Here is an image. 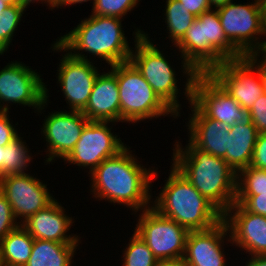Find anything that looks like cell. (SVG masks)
<instances>
[{"label": "cell", "instance_id": "6da1fadb", "mask_svg": "<svg viewBox=\"0 0 266 266\" xmlns=\"http://www.w3.org/2000/svg\"><path fill=\"white\" fill-rule=\"evenodd\" d=\"M130 148L125 146L115 156L103 160L90 173V192L95 199L122 204L136 214L151 207L153 196L150 188L157 172L154 168H145L135 155H132Z\"/></svg>", "mask_w": 266, "mask_h": 266}, {"label": "cell", "instance_id": "7a4b0ae2", "mask_svg": "<svg viewBox=\"0 0 266 266\" xmlns=\"http://www.w3.org/2000/svg\"><path fill=\"white\" fill-rule=\"evenodd\" d=\"M181 52L182 72L187 78L184 96L192 102L193 82L198 73H209L226 60L244 56L227 39L217 10H209L195 18L184 37L174 46Z\"/></svg>", "mask_w": 266, "mask_h": 266}, {"label": "cell", "instance_id": "3957f363", "mask_svg": "<svg viewBox=\"0 0 266 266\" xmlns=\"http://www.w3.org/2000/svg\"><path fill=\"white\" fill-rule=\"evenodd\" d=\"M188 142L183 148L176 140L172 165L224 214L235 203L237 174L223 158Z\"/></svg>", "mask_w": 266, "mask_h": 266}, {"label": "cell", "instance_id": "277c9868", "mask_svg": "<svg viewBox=\"0 0 266 266\" xmlns=\"http://www.w3.org/2000/svg\"><path fill=\"white\" fill-rule=\"evenodd\" d=\"M121 22L117 17L91 14L56 42L79 59L88 60L82 54L84 51L102 58L110 66L124 63L129 61L133 48L128 44Z\"/></svg>", "mask_w": 266, "mask_h": 266}, {"label": "cell", "instance_id": "5b68a950", "mask_svg": "<svg viewBox=\"0 0 266 266\" xmlns=\"http://www.w3.org/2000/svg\"><path fill=\"white\" fill-rule=\"evenodd\" d=\"M171 166L169 176L152 207L189 231L206 230L221 222L223 213Z\"/></svg>", "mask_w": 266, "mask_h": 266}, {"label": "cell", "instance_id": "8992f818", "mask_svg": "<svg viewBox=\"0 0 266 266\" xmlns=\"http://www.w3.org/2000/svg\"><path fill=\"white\" fill-rule=\"evenodd\" d=\"M116 79L120 93V122L137 123L169 114L177 118L130 61L116 64Z\"/></svg>", "mask_w": 266, "mask_h": 266}, {"label": "cell", "instance_id": "52a82bcc", "mask_svg": "<svg viewBox=\"0 0 266 266\" xmlns=\"http://www.w3.org/2000/svg\"><path fill=\"white\" fill-rule=\"evenodd\" d=\"M136 31V32H135ZM135 49L130 54L129 61L142 74L159 98L179 117V86L175 69L170 66L166 56L151 41L147 33L135 29ZM170 63V64H169Z\"/></svg>", "mask_w": 266, "mask_h": 266}, {"label": "cell", "instance_id": "ba28073f", "mask_svg": "<svg viewBox=\"0 0 266 266\" xmlns=\"http://www.w3.org/2000/svg\"><path fill=\"white\" fill-rule=\"evenodd\" d=\"M41 75L29 66L11 61L0 71V111H9L8 104L17 103L39 112L49 101V91ZM5 104V105H4Z\"/></svg>", "mask_w": 266, "mask_h": 266}, {"label": "cell", "instance_id": "9c48e42d", "mask_svg": "<svg viewBox=\"0 0 266 266\" xmlns=\"http://www.w3.org/2000/svg\"><path fill=\"white\" fill-rule=\"evenodd\" d=\"M141 212L134 232L147 244L157 260L183 259L190 231L161 215L152 206Z\"/></svg>", "mask_w": 266, "mask_h": 266}, {"label": "cell", "instance_id": "30bf717a", "mask_svg": "<svg viewBox=\"0 0 266 266\" xmlns=\"http://www.w3.org/2000/svg\"><path fill=\"white\" fill-rule=\"evenodd\" d=\"M229 3L216 9L227 39L243 55L263 51L262 2ZM255 35V36H254Z\"/></svg>", "mask_w": 266, "mask_h": 266}, {"label": "cell", "instance_id": "8fae6325", "mask_svg": "<svg viewBox=\"0 0 266 266\" xmlns=\"http://www.w3.org/2000/svg\"><path fill=\"white\" fill-rule=\"evenodd\" d=\"M109 124L111 123L89 121L73 150L63 161L86 167L90 174L103 160L115 156L126 144L111 132Z\"/></svg>", "mask_w": 266, "mask_h": 266}, {"label": "cell", "instance_id": "7c38bea8", "mask_svg": "<svg viewBox=\"0 0 266 266\" xmlns=\"http://www.w3.org/2000/svg\"><path fill=\"white\" fill-rule=\"evenodd\" d=\"M55 52H66L60 59L57 70L58 83L61 86L66 103L72 111H82L89 100L94 82L100 73L91 60H83L70 55L57 42L52 44Z\"/></svg>", "mask_w": 266, "mask_h": 266}, {"label": "cell", "instance_id": "4fadbf2b", "mask_svg": "<svg viewBox=\"0 0 266 266\" xmlns=\"http://www.w3.org/2000/svg\"><path fill=\"white\" fill-rule=\"evenodd\" d=\"M192 102L208 117L229 127L249 120L248 111L235 101L209 74L198 73L193 82Z\"/></svg>", "mask_w": 266, "mask_h": 266}, {"label": "cell", "instance_id": "5bb4252c", "mask_svg": "<svg viewBox=\"0 0 266 266\" xmlns=\"http://www.w3.org/2000/svg\"><path fill=\"white\" fill-rule=\"evenodd\" d=\"M209 74L247 111L265 93L257 69L245 57L226 60Z\"/></svg>", "mask_w": 266, "mask_h": 266}, {"label": "cell", "instance_id": "9a60e30c", "mask_svg": "<svg viewBox=\"0 0 266 266\" xmlns=\"http://www.w3.org/2000/svg\"><path fill=\"white\" fill-rule=\"evenodd\" d=\"M0 191L10 203L15 219L19 217L20 224L55 199L47 185L29 173L0 178Z\"/></svg>", "mask_w": 266, "mask_h": 266}, {"label": "cell", "instance_id": "2e32d148", "mask_svg": "<svg viewBox=\"0 0 266 266\" xmlns=\"http://www.w3.org/2000/svg\"><path fill=\"white\" fill-rule=\"evenodd\" d=\"M90 120L81 111H54L45 118L41 134L47 145L45 163L65 159L80 139L83 128Z\"/></svg>", "mask_w": 266, "mask_h": 266}, {"label": "cell", "instance_id": "e0dca14e", "mask_svg": "<svg viewBox=\"0 0 266 266\" xmlns=\"http://www.w3.org/2000/svg\"><path fill=\"white\" fill-rule=\"evenodd\" d=\"M230 243L250 255H266V217L234 203L224 214Z\"/></svg>", "mask_w": 266, "mask_h": 266}, {"label": "cell", "instance_id": "ac0fdd59", "mask_svg": "<svg viewBox=\"0 0 266 266\" xmlns=\"http://www.w3.org/2000/svg\"><path fill=\"white\" fill-rule=\"evenodd\" d=\"M227 233L229 234V230L224 220L206 230L190 231L183 257L185 265L226 266L227 258L223 245L225 239L231 241Z\"/></svg>", "mask_w": 266, "mask_h": 266}, {"label": "cell", "instance_id": "d6986e66", "mask_svg": "<svg viewBox=\"0 0 266 266\" xmlns=\"http://www.w3.org/2000/svg\"><path fill=\"white\" fill-rule=\"evenodd\" d=\"M64 209L60 202L54 199L21 225L33 239L51 240L59 243H81L79 236L72 235V233L67 235L74 219L67 216Z\"/></svg>", "mask_w": 266, "mask_h": 266}, {"label": "cell", "instance_id": "ffe728a7", "mask_svg": "<svg viewBox=\"0 0 266 266\" xmlns=\"http://www.w3.org/2000/svg\"><path fill=\"white\" fill-rule=\"evenodd\" d=\"M109 72L99 73L86 107L81 111L90 121L120 122V93L116 65Z\"/></svg>", "mask_w": 266, "mask_h": 266}, {"label": "cell", "instance_id": "44dd1931", "mask_svg": "<svg viewBox=\"0 0 266 266\" xmlns=\"http://www.w3.org/2000/svg\"><path fill=\"white\" fill-rule=\"evenodd\" d=\"M189 105L192 112L187 124L189 141L196 148L223 158L227 151L229 126L208 118L193 102Z\"/></svg>", "mask_w": 266, "mask_h": 266}, {"label": "cell", "instance_id": "7402d4cb", "mask_svg": "<svg viewBox=\"0 0 266 266\" xmlns=\"http://www.w3.org/2000/svg\"><path fill=\"white\" fill-rule=\"evenodd\" d=\"M229 131L227 151L223 159L237 174L250 166L259 133L250 120L234 124L229 127Z\"/></svg>", "mask_w": 266, "mask_h": 266}, {"label": "cell", "instance_id": "603a6c76", "mask_svg": "<svg viewBox=\"0 0 266 266\" xmlns=\"http://www.w3.org/2000/svg\"><path fill=\"white\" fill-rule=\"evenodd\" d=\"M79 243H59L34 239L30 258L25 266H72Z\"/></svg>", "mask_w": 266, "mask_h": 266}, {"label": "cell", "instance_id": "cb8c5ba5", "mask_svg": "<svg viewBox=\"0 0 266 266\" xmlns=\"http://www.w3.org/2000/svg\"><path fill=\"white\" fill-rule=\"evenodd\" d=\"M34 239L20 224L0 241V266H25L30 258Z\"/></svg>", "mask_w": 266, "mask_h": 266}, {"label": "cell", "instance_id": "d4e9b609", "mask_svg": "<svg viewBox=\"0 0 266 266\" xmlns=\"http://www.w3.org/2000/svg\"><path fill=\"white\" fill-rule=\"evenodd\" d=\"M164 10V19L167 24V31H169L167 32L168 38L175 46L184 37L196 17L187 11L178 0H166Z\"/></svg>", "mask_w": 266, "mask_h": 266}, {"label": "cell", "instance_id": "484cf974", "mask_svg": "<svg viewBox=\"0 0 266 266\" xmlns=\"http://www.w3.org/2000/svg\"><path fill=\"white\" fill-rule=\"evenodd\" d=\"M20 134L5 146L3 177L8 175L26 174L27 167L33 157Z\"/></svg>", "mask_w": 266, "mask_h": 266}, {"label": "cell", "instance_id": "4316f807", "mask_svg": "<svg viewBox=\"0 0 266 266\" xmlns=\"http://www.w3.org/2000/svg\"><path fill=\"white\" fill-rule=\"evenodd\" d=\"M266 192V170L248 166L237 173L236 195H260Z\"/></svg>", "mask_w": 266, "mask_h": 266}, {"label": "cell", "instance_id": "83f0119b", "mask_svg": "<svg viewBox=\"0 0 266 266\" xmlns=\"http://www.w3.org/2000/svg\"><path fill=\"white\" fill-rule=\"evenodd\" d=\"M124 249L122 266H155L157 258L135 232Z\"/></svg>", "mask_w": 266, "mask_h": 266}, {"label": "cell", "instance_id": "f1b7e54d", "mask_svg": "<svg viewBox=\"0 0 266 266\" xmlns=\"http://www.w3.org/2000/svg\"><path fill=\"white\" fill-rule=\"evenodd\" d=\"M25 11L26 8L22 5H9L2 12L0 16V56L9 49L13 34L18 29Z\"/></svg>", "mask_w": 266, "mask_h": 266}, {"label": "cell", "instance_id": "f546056e", "mask_svg": "<svg viewBox=\"0 0 266 266\" xmlns=\"http://www.w3.org/2000/svg\"><path fill=\"white\" fill-rule=\"evenodd\" d=\"M140 0H95L92 6V14L124 18L128 12L134 10Z\"/></svg>", "mask_w": 266, "mask_h": 266}, {"label": "cell", "instance_id": "4dcf8cb0", "mask_svg": "<svg viewBox=\"0 0 266 266\" xmlns=\"http://www.w3.org/2000/svg\"><path fill=\"white\" fill-rule=\"evenodd\" d=\"M19 225L20 222L15 219L10 203L0 191V241Z\"/></svg>", "mask_w": 266, "mask_h": 266}, {"label": "cell", "instance_id": "1f68e13d", "mask_svg": "<svg viewBox=\"0 0 266 266\" xmlns=\"http://www.w3.org/2000/svg\"><path fill=\"white\" fill-rule=\"evenodd\" d=\"M235 203L241 204L249 212L266 217V192L260 195H236Z\"/></svg>", "mask_w": 266, "mask_h": 266}, {"label": "cell", "instance_id": "d6a6232c", "mask_svg": "<svg viewBox=\"0 0 266 266\" xmlns=\"http://www.w3.org/2000/svg\"><path fill=\"white\" fill-rule=\"evenodd\" d=\"M249 120L258 133L266 132V93H263L248 111Z\"/></svg>", "mask_w": 266, "mask_h": 266}, {"label": "cell", "instance_id": "836d02e7", "mask_svg": "<svg viewBox=\"0 0 266 266\" xmlns=\"http://www.w3.org/2000/svg\"><path fill=\"white\" fill-rule=\"evenodd\" d=\"M9 118V111L0 112V146H6L19 135L17 129L12 121L10 122L11 119Z\"/></svg>", "mask_w": 266, "mask_h": 266}, {"label": "cell", "instance_id": "e575fe53", "mask_svg": "<svg viewBox=\"0 0 266 266\" xmlns=\"http://www.w3.org/2000/svg\"><path fill=\"white\" fill-rule=\"evenodd\" d=\"M250 166L266 170V132L258 134Z\"/></svg>", "mask_w": 266, "mask_h": 266}, {"label": "cell", "instance_id": "d590c367", "mask_svg": "<svg viewBox=\"0 0 266 266\" xmlns=\"http://www.w3.org/2000/svg\"><path fill=\"white\" fill-rule=\"evenodd\" d=\"M244 57L257 69L261 77V82L264 91L266 93V52L265 51L253 52L245 55Z\"/></svg>", "mask_w": 266, "mask_h": 266}, {"label": "cell", "instance_id": "8d00e7d4", "mask_svg": "<svg viewBox=\"0 0 266 266\" xmlns=\"http://www.w3.org/2000/svg\"><path fill=\"white\" fill-rule=\"evenodd\" d=\"M187 11L198 17L202 13L211 10L209 0H178Z\"/></svg>", "mask_w": 266, "mask_h": 266}, {"label": "cell", "instance_id": "74e56055", "mask_svg": "<svg viewBox=\"0 0 266 266\" xmlns=\"http://www.w3.org/2000/svg\"><path fill=\"white\" fill-rule=\"evenodd\" d=\"M245 266H266V255H251Z\"/></svg>", "mask_w": 266, "mask_h": 266}, {"label": "cell", "instance_id": "f35d334b", "mask_svg": "<svg viewBox=\"0 0 266 266\" xmlns=\"http://www.w3.org/2000/svg\"><path fill=\"white\" fill-rule=\"evenodd\" d=\"M155 266H186L183 259L157 260Z\"/></svg>", "mask_w": 266, "mask_h": 266}, {"label": "cell", "instance_id": "ab89813d", "mask_svg": "<svg viewBox=\"0 0 266 266\" xmlns=\"http://www.w3.org/2000/svg\"><path fill=\"white\" fill-rule=\"evenodd\" d=\"M39 1H41V3H46L47 6H49L52 9L56 8V3H57V0H20V5L24 6L25 8H27L30 3L32 4L33 2L37 3Z\"/></svg>", "mask_w": 266, "mask_h": 266}, {"label": "cell", "instance_id": "60d3db41", "mask_svg": "<svg viewBox=\"0 0 266 266\" xmlns=\"http://www.w3.org/2000/svg\"><path fill=\"white\" fill-rule=\"evenodd\" d=\"M87 1H91V0H57V3H56V8H59L62 7V6H69V5H73V4H81L82 2H87ZM94 4L95 3V0L92 1Z\"/></svg>", "mask_w": 266, "mask_h": 266}, {"label": "cell", "instance_id": "b9f144b4", "mask_svg": "<svg viewBox=\"0 0 266 266\" xmlns=\"http://www.w3.org/2000/svg\"><path fill=\"white\" fill-rule=\"evenodd\" d=\"M209 2H210V8L211 9L213 8L216 10L234 1L233 0H209Z\"/></svg>", "mask_w": 266, "mask_h": 266}, {"label": "cell", "instance_id": "7bdbcfd3", "mask_svg": "<svg viewBox=\"0 0 266 266\" xmlns=\"http://www.w3.org/2000/svg\"><path fill=\"white\" fill-rule=\"evenodd\" d=\"M262 21H263V51L266 49V10H262Z\"/></svg>", "mask_w": 266, "mask_h": 266}, {"label": "cell", "instance_id": "ee69618b", "mask_svg": "<svg viewBox=\"0 0 266 266\" xmlns=\"http://www.w3.org/2000/svg\"><path fill=\"white\" fill-rule=\"evenodd\" d=\"M4 150L5 146H0V178L3 177Z\"/></svg>", "mask_w": 266, "mask_h": 266}, {"label": "cell", "instance_id": "f6af8a7d", "mask_svg": "<svg viewBox=\"0 0 266 266\" xmlns=\"http://www.w3.org/2000/svg\"><path fill=\"white\" fill-rule=\"evenodd\" d=\"M2 1L7 3L8 5H20V0H2Z\"/></svg>", "mask_w": 266, "mask_h": 266}, {"label": "cell", "instance_id": "bcb514c9", "mask_svg": "<svg viewBox=\"0 0 266 266\" xmlns=\"http://www.w3.org/2000/svg\"><path fill=\"white\" fill-rule=\"evenodd\" d=\"M9 7V5L5 2H3L2 0H0V16L2 14V12L7 8Z\"/></svg>", "mask_w": 266, "mask_h": 266}, {"label": "cell", "instance_id": "7dc6e473", "mask_svg": "<svg viewBox=\"0 0 266 266\" xmlns=\"http://www.w3.org/2000/svg\"><path fill=\"white\" fill-rule=\"evenodd\" d=\"M262 2V10H266V0H261Z\"/></svg>", "mask_w": 266, "mask_h": 266}]
</instances>
